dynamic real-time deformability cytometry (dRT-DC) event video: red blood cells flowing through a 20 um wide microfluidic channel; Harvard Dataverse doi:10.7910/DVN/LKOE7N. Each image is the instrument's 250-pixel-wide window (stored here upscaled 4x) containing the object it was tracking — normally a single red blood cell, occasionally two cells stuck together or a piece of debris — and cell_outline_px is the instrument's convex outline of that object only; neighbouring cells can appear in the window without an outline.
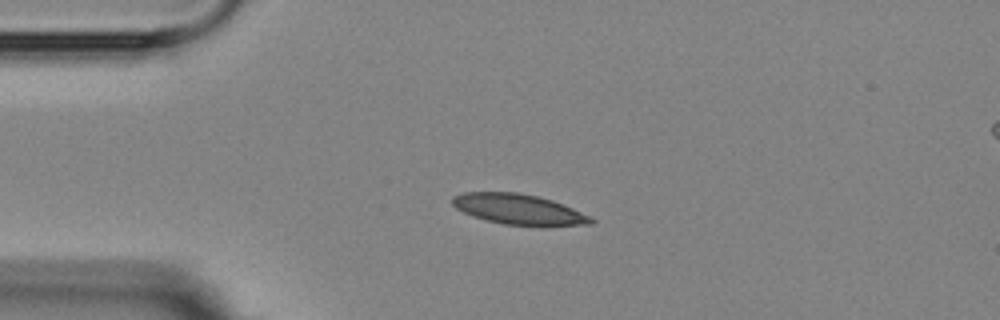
{"species": "Egyptian fruit bat (a non-hibernating species)", "species_latin": "Rousettus aegyptiacus", "temperature_condition": "room temperature", "stored_images_in_passage": 2, "segment_of_instrument_passage": [1, 2], "camera_frame_rate_fps": 3000, "um_per_image_px": 0.085, "animal": {"sex": "female"}, "frame": {"image": 1, "passage_image": 1, "time_ms": 0.0, "image_size_px": [1000, 320], "cell_outline_px": [[596, 220], [592, 224], [548, 228], [540, 228], [504, 224], [484, 220], [472, 216], [456, 208], [452, 204], [452, 196], [464, 192], [516, 192], [536, 196], [552, 200], [572, 208]], "centroid_in_image_um": [44.12, 17.83], "position_along_channel_um": 40.9, "area_um2": 25.2}}